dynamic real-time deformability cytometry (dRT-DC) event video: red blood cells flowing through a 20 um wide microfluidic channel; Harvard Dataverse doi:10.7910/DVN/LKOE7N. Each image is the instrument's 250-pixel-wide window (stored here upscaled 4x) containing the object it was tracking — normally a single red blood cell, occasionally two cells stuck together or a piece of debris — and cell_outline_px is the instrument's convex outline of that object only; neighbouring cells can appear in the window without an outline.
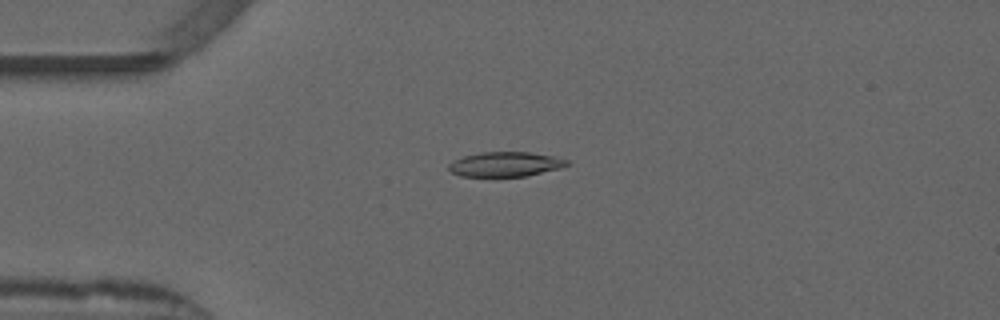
{"species": "common noctule bat (a hibernating species)", "species_latin": "Nyctalus noctula", "temperature_condition": "warm", "stored_images_in_passage": 51, "camera_frame_rate_fps": 3000, "um_per_image_px": 0.085, "animal": {"sex": "male", "forearm_length_mm": 52.5}, "frame": {"image": 1, "passage_image": 10, "time_ms": 3.0, "image_size_px": [1000, 320], "cell_outline_px": [[568, 164], [560, 168], [524, 176], [460, 176], [452, 172], [448, 168], [448, 164], [464, 156], [484, 152], [528, 152], [552, 156], [568, 160]], "centroid_in_image_um": [42.94, 13.96], "position_along_channel_um": 42.1, "area_um2": 16.65}}
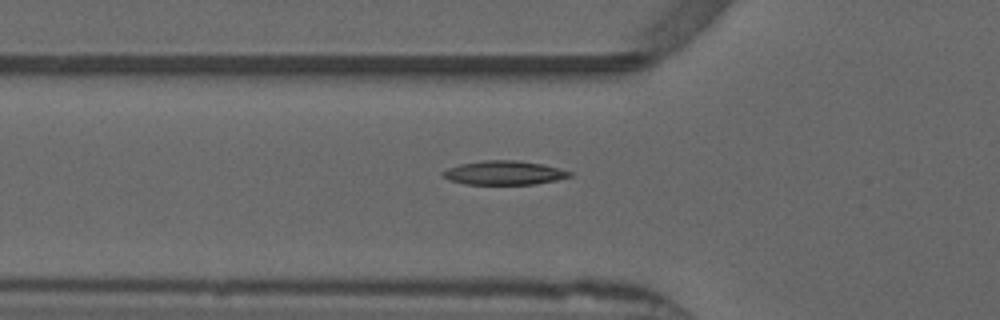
{"frame": {"image": 2, "passage_image": 15, "time_ms": 4.667, "image_size_px": [1000, 320], "cell_outline_px": [[572, 176], [556, 180], [536, 184], [464, 184], [448, 180], [440, 172], [448, 168], [460, 164], [484, 160], [516, 160], [540, 164], [572, 172]], "centroid_in_image_um": [42.81, 14.69], "position_along_channel_um": 83.0, "area_um2": 17.57}}
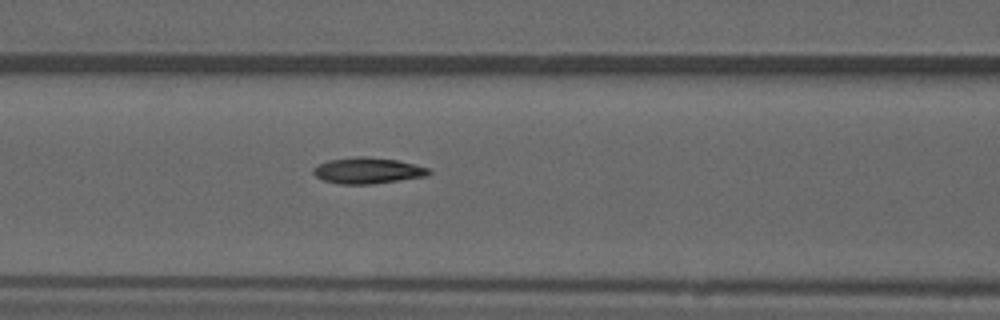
{"frame": {"image": 3, "passage_image": 19, "time_ms": 6.0, "image_size_px": [1000, 320], "cell_outline_px": [[432, 172], [428, 176], [372, 184], [340, 184], [324, 180], [316, 176], [312, 172], [312, 168], [328, 160], [356, 156], [368, 156], [396, 160], [428, 168]], "centroid_in_image_um": [31.24, 14.5], "position_along_channel_um": 135.4, "area_um2": 17.51}, "authors_computed_cell_mechanics": {"area_um2": 17.051, "velocity_mm_per_s": 3.8682, "shape_relaxation_time_tau1_ms": null, "shape_relaxation_time_tau2_ms": 4.2061, "deformation_change_tau1": null, "deformation_change_tau2": 0.1003}}